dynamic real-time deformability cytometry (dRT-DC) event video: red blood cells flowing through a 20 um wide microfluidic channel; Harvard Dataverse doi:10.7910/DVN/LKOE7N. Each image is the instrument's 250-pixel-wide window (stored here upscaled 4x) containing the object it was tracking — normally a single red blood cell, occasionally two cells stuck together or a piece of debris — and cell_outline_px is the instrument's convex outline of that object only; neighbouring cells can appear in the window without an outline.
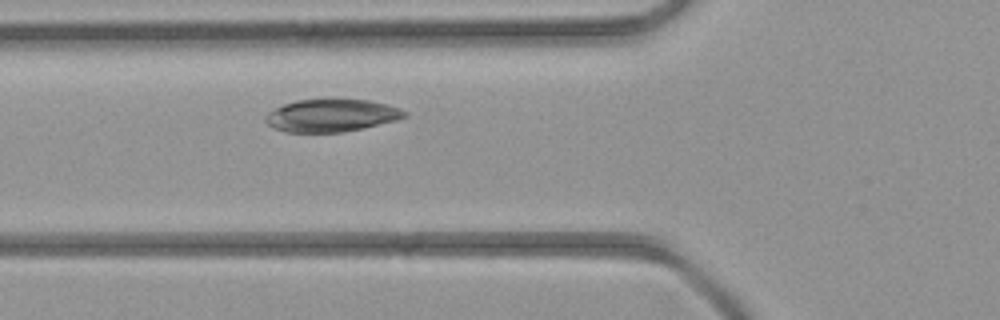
{"species": "common noctule bat (a hibernating species)", "species_latin": "Nyctalus noctula", "temperature_condition": "room temperature", "stored_images_in_passage": 2, "camera_frame_rate_fps": 3000, "um_per_image_px": 0.085, "animal": {"sex": "female", "body_mass_g": 21.9}, "frame": {"image": 1, "passage_image": 2, "time_ms": 1.333, "image_size_px": [1000, 320], "cell_outline_px": [[408, 116], [396, 120], [364, 128], [340, 132], [284, 132], [272, 128], [264, 120], [264, 116], [268, 112], [284, 104], [296, 100], [324, 96], [332, 96], [368, 100], [400, 108], [408, 112]], "centroid_in_image_um": [28.15, 9.77], "position_along_channel_um": 97.7, "area_um2": 27.4}}